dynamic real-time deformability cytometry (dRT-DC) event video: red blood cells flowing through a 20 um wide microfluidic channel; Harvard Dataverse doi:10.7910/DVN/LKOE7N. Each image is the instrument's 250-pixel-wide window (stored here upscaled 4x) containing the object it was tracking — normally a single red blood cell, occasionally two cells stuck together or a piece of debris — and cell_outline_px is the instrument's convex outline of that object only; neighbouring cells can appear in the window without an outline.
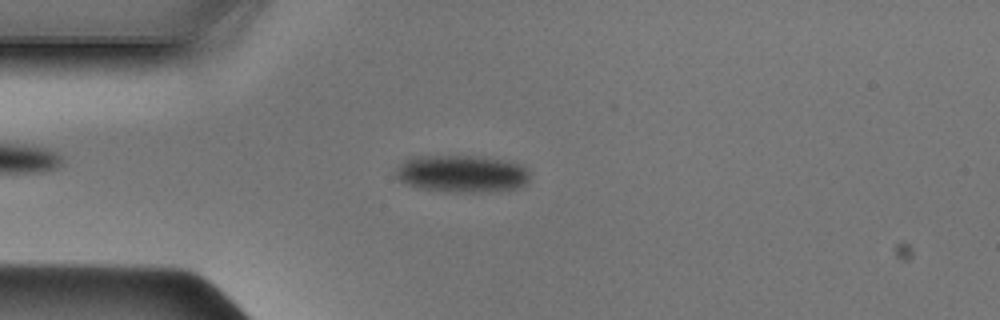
{"species": "Egyptian fruit bat (a non-hibernating species)", "species_latin": "Rousettus aegyptiacus", "temperature_condition": "cold", "stored_images_in_passage": 44, "camera_frame_rate_fps": 3000, "um_per_image_px": 0.085, "animal": {"sex": "male"}, "frame": {"image": 1, "passage_image": 8, "time_ms": 2.333, "image_size_px": [1000, 320], "cell_outline_px": [[528, 184], [516, 188], [476, 192], [452, 192], [416, 188], [400, 180], [396, 176], [396, 172], [400, 164], [408, 156], [480, 156], [508, 160], [520, 164], [528, 168]], "centroid_in_image_um": [39.26, 14.75], "position_along_channel_um": 45.7, "area_um2": 29.3}}
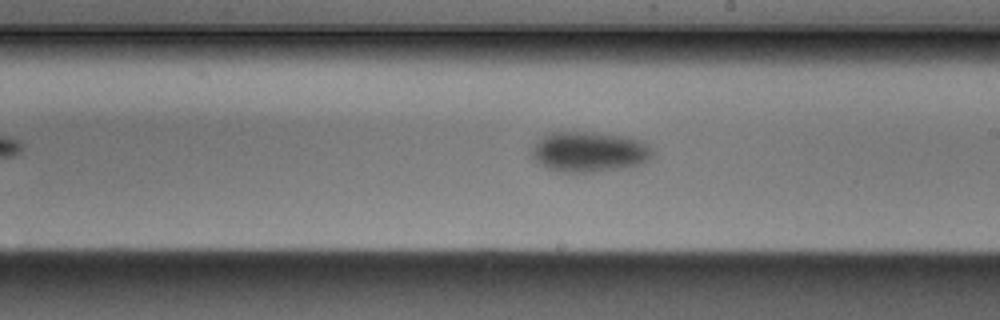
{"frame": {"image": 2, "passage_image": 23, "time_ms": 7.333, "image_size_px": [1000, 320], "cell_outline_px": [[656, 156], [640, 164], [624, 168], [592, 172], [560, 172], [548, 168], [540, 164], [532, 156], [532, 148], [544, 136], [552, 132], [592, 132], [620, 136], [640, 140], [648, 144], [656, 152]], "centroid_in_image_um": [50.15, 12.91], "position_along_channel_um": 238.9, "area_um2": 28.32}}
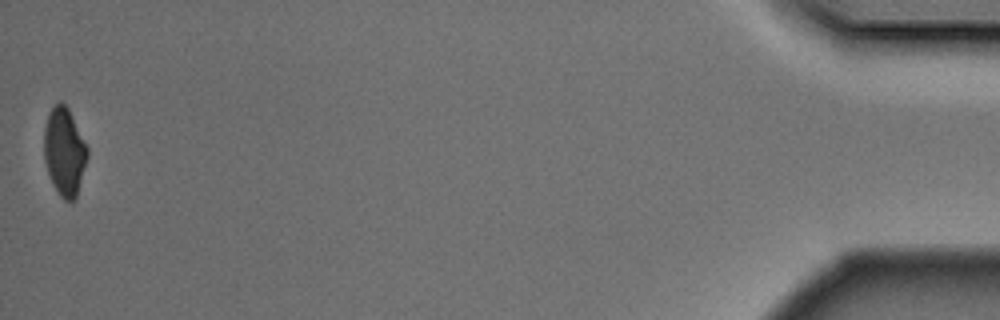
{"frame": {"image": 3, "passage_image": 44, "time_ms": 14.333, "image_size_px": [1000, 320], "cell_outline_px": [[88, 156], [76, 196], [72, 204], [64, 200], [60, 196], [52, 184], [44, 160], [44, 128], [48, 116], [52, 108], [60, 100], [68, 108], [88, 148]], "centroid_in_image_um": [5.47, 12.92], "position_along_channel_um": 429.7, "area_um2": 22.08}}